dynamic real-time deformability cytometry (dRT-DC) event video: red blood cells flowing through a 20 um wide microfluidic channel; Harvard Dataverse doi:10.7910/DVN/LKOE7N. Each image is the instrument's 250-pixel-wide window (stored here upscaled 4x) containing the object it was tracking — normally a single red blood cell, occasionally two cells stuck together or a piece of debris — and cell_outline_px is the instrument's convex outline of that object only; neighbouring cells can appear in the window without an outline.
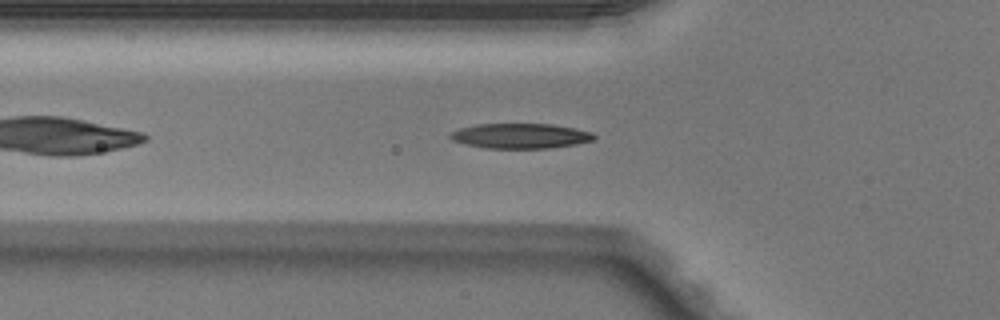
{"species": "Egyptian fruit bat (a non-hibernating species)", "species_latin": "Rousettus aegyptiacus", "temperature_condition": "warm", "stored_images_in_passage": 39, "camera_frame_rate_fps": 3000, "um_per_image_px": 0.085, "animal": {"sex": "male"}, "frame": {"image": 1, "passage_image": 6, "time_ms": 1.667, "image_size_px": [1000, 320], "cell_outline_px": [[596, 136], [592, 140], [576, 144], [548, 148], [488, 148], [464, 144], [452, 140], [448, 136], [452, 132], [460, 128], [476, 124], [552, 124], [576, 128], [592, 132]], "centroid_in_image_um": [44.23, 11.55], "position_along_channel_um": 81.6, "area_um2": 20.92}}
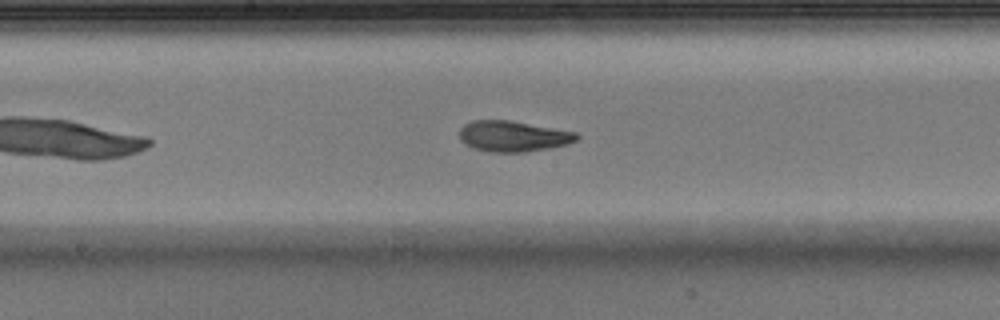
{"frame": {"image": 2, "passage_image": 15, "time_ms": 4.667, "image_size_px": [1000, 320], "cell_outline_px": [[580, 136], [576, 140], [568, 144], [548, 148], [524, 152], [488, 152], [472, 148], [460, 140], [460, 128], [464, 124], [472, 120], [512, 120], [576, 132]], "centroid_in_image_um": [43.6, 11.57], "position_along_channel_um": 204.6, "area_um2": 21.15}}
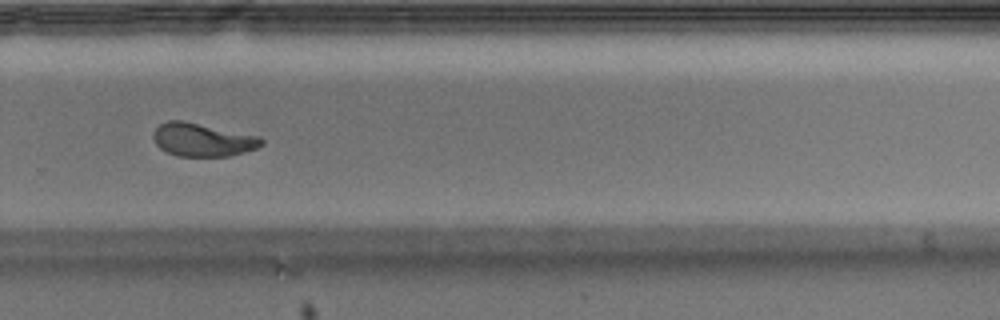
{"frame": {"image": 3, "passage_image": 23, "time_ms": 7.333, "image_size_px": [1000, 320], "cell_outline_px": [[264, 144], [256, 148], [244, 152], [228, 156], [176, 156], [160, 148], [156, 144], [152, 136], [152, 132], [160, 124], [168, 120], [184, 120], [260, 136], [264, 140]], "centroid_in_image_um": [17.21, 11.87], "position_along_channel_um": 312.6, "area_um2": 21.1}, "authors_computed_cell_mechanics": {"area_um2": 21.2126, "velocity_mm_per_s": 4.069, "shape_relaxation_time_tau1_ms": 4.4975, "shape_relaxation_time_tau2_ms": 1.2436, "deformation_change_tau1": 0.2109, "deformation_change_tau2": 0.0826}}